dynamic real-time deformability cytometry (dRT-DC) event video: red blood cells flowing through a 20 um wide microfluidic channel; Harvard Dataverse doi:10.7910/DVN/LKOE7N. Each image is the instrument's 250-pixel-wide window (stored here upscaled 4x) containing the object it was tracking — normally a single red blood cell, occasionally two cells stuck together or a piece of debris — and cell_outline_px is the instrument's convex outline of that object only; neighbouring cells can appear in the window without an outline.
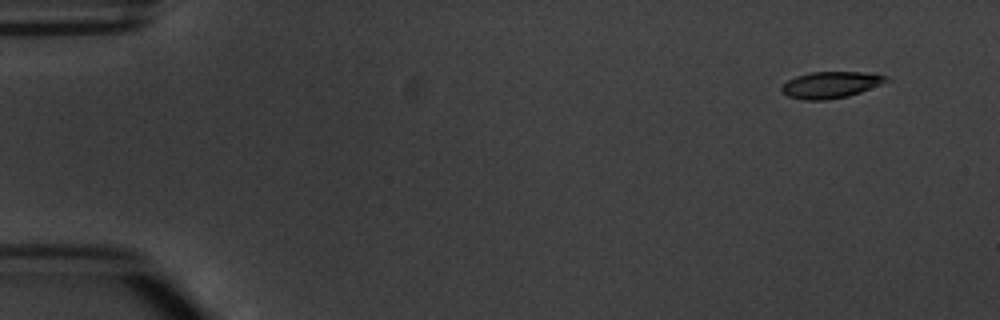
{"species": "common noctule bat (a hibernating species)", "species_latin": "Nyctalus noctula", "temperature_condition": "warm", "stored_images_in_passage": 5, "camera_frame_rate_fps": 3000, "um_per_image_px": 0.085, "animal": {"sex": "male", "body_mass_g": 20.1, "forearm_length_mm": 53.5}, "frame": {"image": 1, "passage_image": 1, "time_ms": 0.0, "image_size_px": [1000, 320], "cell_outline_px": [[892, 80], [860, 92], [848, 96], [824, 100], [804, 100], [788, 96], [780, 88], [788, 80], [796, 76], [812, 72], [872, 72], [888, 76]], "centroid_in_image_um": [70.67, 7.2], "position_along_channel_um": 14.3, "area_um2": 16.18}}
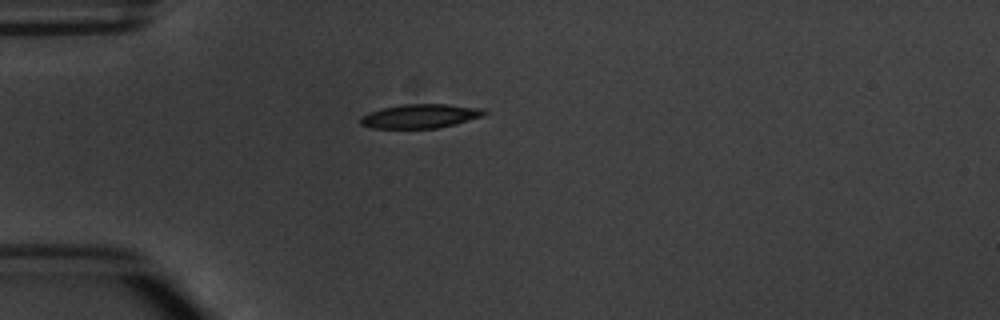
{"frame": {"image": 2, "passage_image": 4, "time_ms": 3.667, "image_size_px": [1000, 320], "cell_outline_px": [[488, 112], [484, 116], [436, 128], [372, 128], [360, 124], [360, 116], [368, 112], [384, 108], [404, 104], [444, 104], [484, 108]], "centroid_in_image_um": [35.72, 9.86], "position_along_channel_um": 49.3, "area_um2": 17.22}}